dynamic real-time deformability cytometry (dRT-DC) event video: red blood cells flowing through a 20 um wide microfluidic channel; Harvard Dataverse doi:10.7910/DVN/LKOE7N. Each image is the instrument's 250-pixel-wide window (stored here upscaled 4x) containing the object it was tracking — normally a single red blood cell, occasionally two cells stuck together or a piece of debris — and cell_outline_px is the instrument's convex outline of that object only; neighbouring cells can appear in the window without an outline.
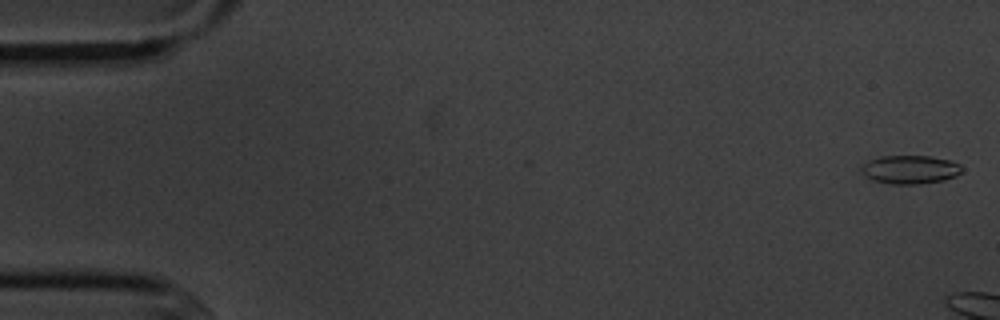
{"species": "common noctule bat (a hibernating species)", "species_latin": "Nyctalus noctula", "temperature_condition": "cold", "stored_images_in_passage": 4, "camera_frame_rate_fps": 3000, "um_per_image_px": 0.085, "animal": {"sex": "male", "body_mass_g": 20.1, "forearm_length_mm": 53.5}, "frame": {"image": 1, "passage_image": 1, "time_ms": 0.0, "image_size_px": [1000, 320], "cell_outline_px": [[964, 168], [956, 176], [944, 180], [920, 184], [888, 184], [872, 180], [860, 168], [868, 160], [880, 156], [932, 156], [952, 160], [960, 164]], "centroid_in_image_um": [77.4, 14.4], "position_along_channel_um": 7.6, "area_um2": 16.82}}